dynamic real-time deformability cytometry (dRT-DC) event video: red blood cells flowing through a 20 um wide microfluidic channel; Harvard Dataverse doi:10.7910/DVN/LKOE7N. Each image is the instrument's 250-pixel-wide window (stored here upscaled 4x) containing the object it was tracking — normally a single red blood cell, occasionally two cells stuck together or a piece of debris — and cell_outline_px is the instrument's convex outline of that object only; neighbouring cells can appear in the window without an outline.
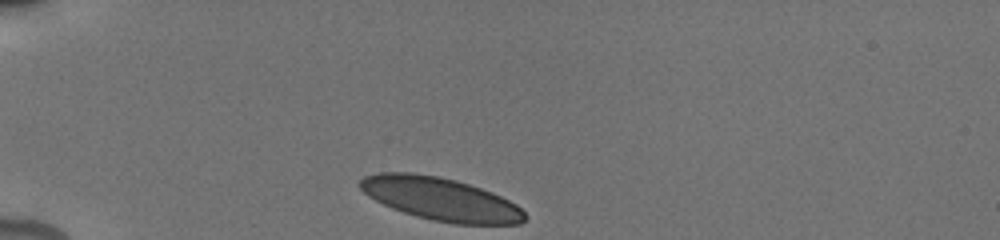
{"species": "human", "species_latin": "Homo sapiens", "temperature_condition": "cold", "stored_images_in_passage": 4, "camera_frame_rate_fps": 3000, "um_per_image_px": 0.085, "donor": {"sex": "male"}, "frame": {"image": 1, "passage_image": 1, "time_ms": 0.0, "image_size_px": [1000, 240], "cell_outline_px": [[528, 216], [520, 224], [456, 224], [432, 220], [416, 216], [392, 208], [368, 196], [360, 188], [360, 180], [364, 176], [380, 172], [412, 172], [436, 176], [456, 180], [492, 192], [516, 204]], "centroid_in_image_um": [37.46, 16.91], "position_along_channel_um": 47.5, "area_um2": 41.04}}